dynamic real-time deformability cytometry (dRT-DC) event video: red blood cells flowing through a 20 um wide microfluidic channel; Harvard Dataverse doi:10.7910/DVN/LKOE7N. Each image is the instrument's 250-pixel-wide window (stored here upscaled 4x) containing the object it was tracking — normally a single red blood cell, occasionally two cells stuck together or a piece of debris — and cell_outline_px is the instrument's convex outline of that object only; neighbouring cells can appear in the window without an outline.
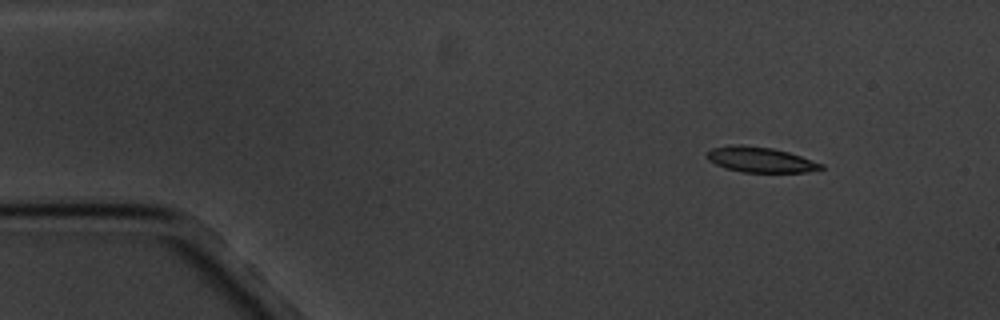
{"species": "common noctule bat (a hibernating species)", "species_latin": "Nyctalus noctula", "temperature_condition": "cold", "stored_images_in_passage": 5, "camera_frame_rate_fps": 3000, "um_per_image_px": 0.085, "animal": {"sex": "male", "body_mass_g": 20.1, "forearm_length_mm": 53.5}, "frame": {"image": 1, "passage_image": 2, "time_ms": 2.0, "image_size_px": [1000, 320], "cell_outline_px": [[824, 168], [808, 172], [744, 172], [724, 168], [708, 160], [708, 152], [712, 148], [736, 144], [740, 144], [772, 148], [788, 152], [824, 164]], "centroid_in_image_um": [64.64, 13.57], "position_along_channel_um": 20.4, "area_um2": 16.7}}
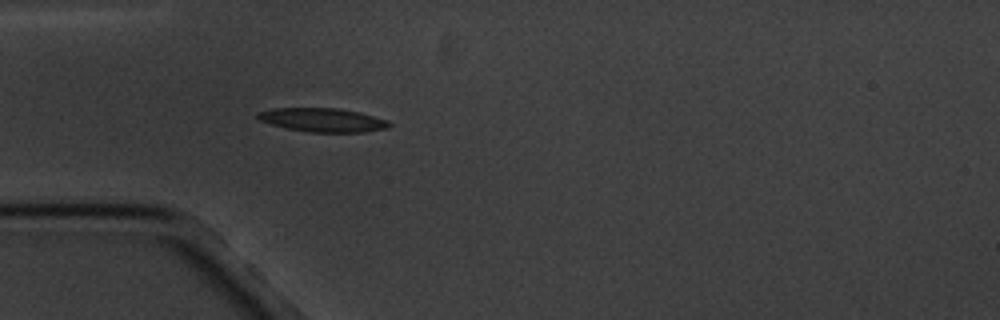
{"frame": {"image": 2, "passage_image": 5, "time_ms": 5.333, "image_size_px": [1000, 320], "cell_outline_px": [[392, 124], [388, 128], [364, 132], [312, 132], [288, 128], [272, 124], [260, 120], [256, 116], [256, 112], [272, 108], [340, 108], [360, 112], [388, 120]], "centroid_in_image_um": [27.46, 10.19], "position_along_channel_um": 57.5, "area_um2": 18.21}}